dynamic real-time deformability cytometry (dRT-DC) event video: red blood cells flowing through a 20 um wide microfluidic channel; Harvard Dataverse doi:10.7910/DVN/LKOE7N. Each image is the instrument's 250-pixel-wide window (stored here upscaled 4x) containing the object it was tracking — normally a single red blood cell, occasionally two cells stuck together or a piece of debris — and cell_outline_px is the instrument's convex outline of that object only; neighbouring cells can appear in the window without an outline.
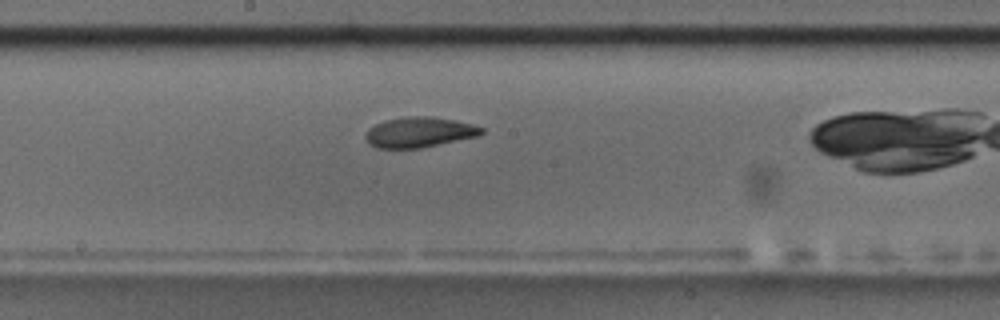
{"species": "common noctule bat (a hibernating species)", "species_latin": "Nyctalus noctula", "temperature_condition": "room temperature", "stored_images_in_passage": 39, "camera_frame_rate_fps": 3000, "um_per_image_px": 0.085, "animal": {"sex": "male", "body_mass_g": 17.5, "forearm_length_mm": 52.3}, "frame": {"image": 1, "passage_image": 23, "time_ms": 7.333, "image_size_px": [1000, 320], "cell_outline_px": [[484, 132], [480, 136], [420, 148], [376, 148], [368, 144], [364, 136], [368, 128], [384, 120], [408, 116], [428, 116], [456, 120], [472, 124], [484, 128]], "centroid_in_image_um": [35.64, 11.24], "position_along_channel_um": 212.6, "area_um2": 20.69}}